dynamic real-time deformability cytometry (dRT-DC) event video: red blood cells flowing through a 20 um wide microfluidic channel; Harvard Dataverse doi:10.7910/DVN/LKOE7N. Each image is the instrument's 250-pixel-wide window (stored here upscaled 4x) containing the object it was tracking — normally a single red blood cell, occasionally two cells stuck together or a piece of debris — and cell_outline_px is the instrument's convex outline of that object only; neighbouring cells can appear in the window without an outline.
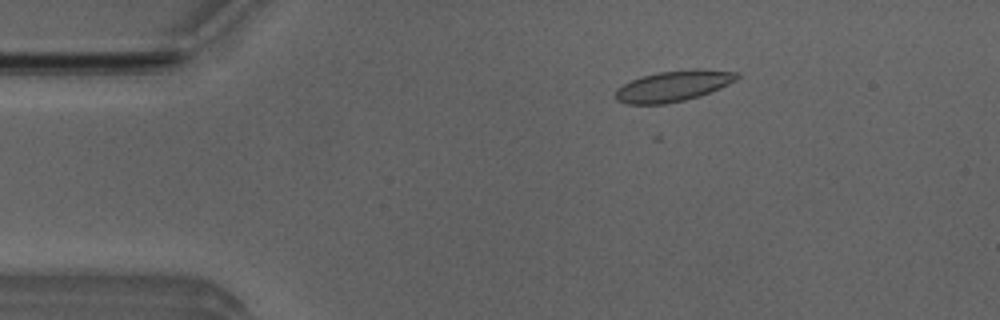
{"species": "Egyptian fruit bat (a non-hibernating species)", "species_latin": "Rousettus aegyptiacus", "temperature_condition": "room temperature", "stored_images_in_passage": 53, "camera_frame_rate_fps": 3000, "um_per_image_px": 0.085, "animal": {"sex": "male"}, "frame": {"image": 1, "passage_image": 9, "time_ms": 2.667, "image_size_px": [1000, 320], "cell_outline_px": [[740, 76], [736, 80], [720, 88], [700, 96], [684, 100], [664, 104], [624, 104], [616, 100], [616, 88], [640, 76], [660, 72], [692, 68], [700, 68], [740, 72]], "centroid_in_image_um": [57.26, 7.3], "position_along_channel_um": 27.7, "area_um2": 22.02}}
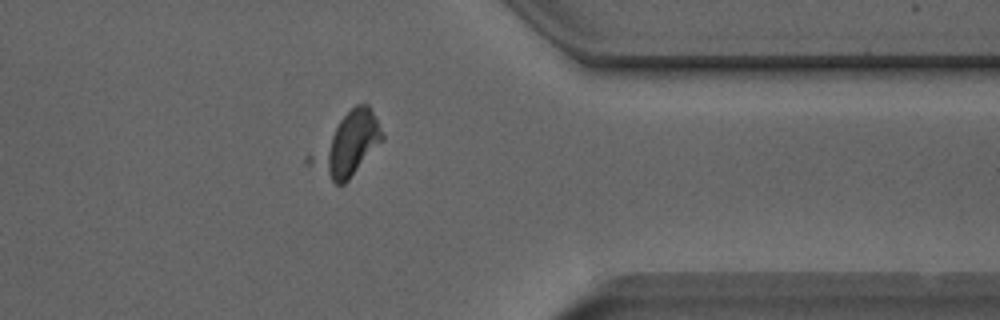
{"frame": {"image": 2, "passage_image": 42, "time_ms": 13.667, "image_size_px": [1000, 320], "cell_outline_px": [[384, 140], [348, 180], [344, 184], [336, 184], [304, 164], [304, 156], [356, 104], [368, 104], [384, 136]], "centroid_in_image_um": [29.42, 12.37], "position_along_channel_um": 382.0, "area_um2": 26.01}}
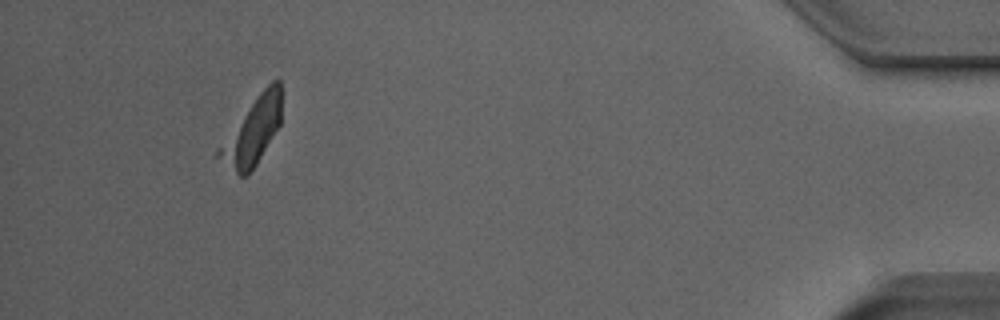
{"frame": {"image": 3, "passage_image": 49, "time_ms": 16.0, "image_size_px": [1000, 320], "cell_outline_px": [[280, 124], [256, 164], [248, 176], [240, 176], [216, 156], [216, 152], [260, 92], [272, 80], [280, 80]], "centroid_in_image_um": [21.49, 11.19], "position_along_channel_um": 413.7, "area_um2": 22.89}}